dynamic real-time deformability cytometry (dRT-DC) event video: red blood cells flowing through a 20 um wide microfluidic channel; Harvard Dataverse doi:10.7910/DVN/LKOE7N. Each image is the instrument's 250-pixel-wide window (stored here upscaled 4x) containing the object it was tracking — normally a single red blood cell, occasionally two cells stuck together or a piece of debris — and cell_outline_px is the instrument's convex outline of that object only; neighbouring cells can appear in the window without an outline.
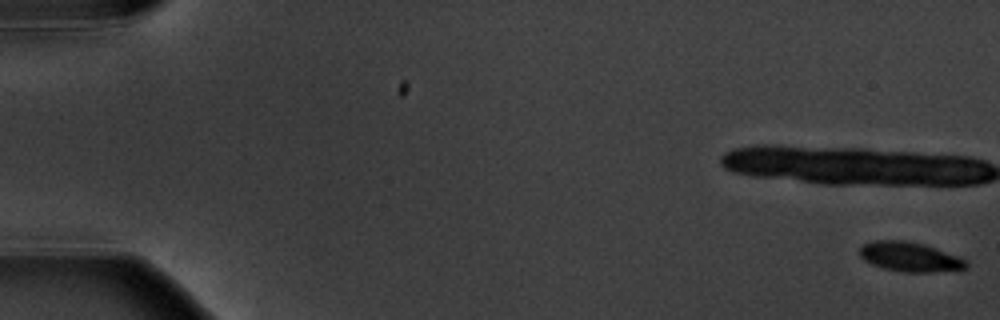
{"species": "common noctule bat (a hibernating species)", "species_latin": "Nyctalus noctula", "temperature_condition": "warm", "stored_images_in_passage": 12, "camera_frame_rate_fps": 3000, "um_per_image_px": 0.085, "animal": {"sex": "male", "body_mass_g": 20.1, "forearm_length_mm": 53.5}, "frame": {"image": 1, "passage_image": 1, "time_ms": 0.0, "image_size_px": [1000, 320], "cell_outline_px": [[968, 268], [932, 272], [904, 272], [884, 268], [872, 264], [864, 260], [860, 256], [860, 248], [864, 244], [876, 240], [900, 240], [924, 244], [960, 256], [968, 260]], "centroid_in_image_um": [77.38, 21.83], "position_along_channel_um": 7.6, "area_um2": 18.32}}
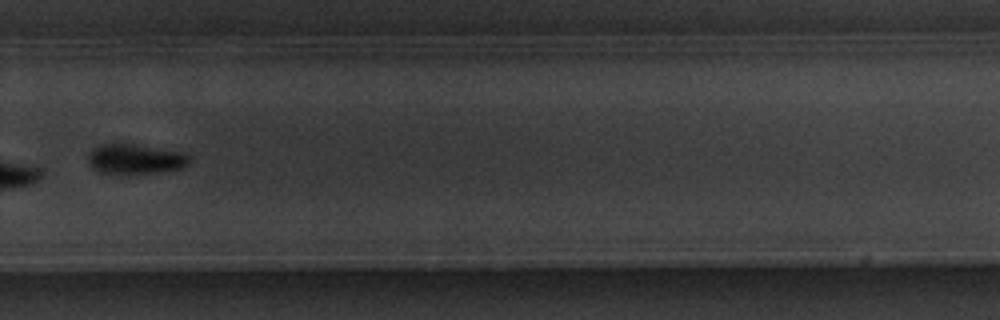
{"frame": {"image": 2, "passage_image": 12, "time_ms": 13.667, "image_size_px": [1000, 320], "cell_outline_px": [[188, 164], [180, 168], [136, 176], [120, 176], [100, 172], [92, 168], [88, 164], [88, 156], [92, 148], [100, 144], [112, 140], [184, 152], [188, 156]], "centroid_in_image_um": [11.39, 13.52], "position_along_channel_um": 318.4, "area_um2": 18.84}}